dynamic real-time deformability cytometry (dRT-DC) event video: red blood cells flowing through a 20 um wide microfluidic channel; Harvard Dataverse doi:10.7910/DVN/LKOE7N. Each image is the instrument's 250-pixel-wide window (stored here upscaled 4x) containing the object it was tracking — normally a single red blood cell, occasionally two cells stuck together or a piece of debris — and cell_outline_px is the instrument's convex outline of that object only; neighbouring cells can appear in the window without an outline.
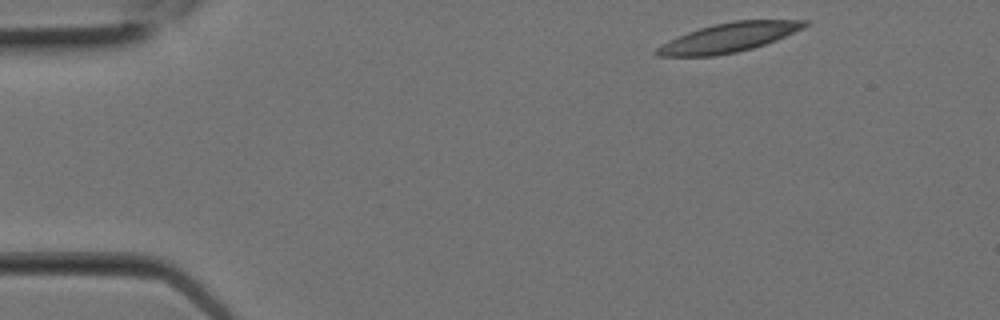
{"species": "Egyptian fruit bat (a non-hibernating species)", "species_latin": "Rousettus aegyptiacus", "temperature_condition": "room temperature", "stored_images_in_passage": 6, "camera_frame_rate_fps": 3000, "um_per_image_px": 0.085, "animal": {"sex": "female"}, "frame": {"image": 1, "passage_image": 1, "time_ms": 0.0, "image_size_px": [1000, 320], "cell_outline_px": [[808, 24], [804, 28], [776, 40], [752, 48], [736, 52], [716, 56], [656, 56], [652, 52], [656, 48], [688, 32], [700, 28], [732, 20], [808, 20]], "centroid_in_image_um": [61.97, 3.19], "position_along_channel_um": 23.0, "area_um2": 24.85}}
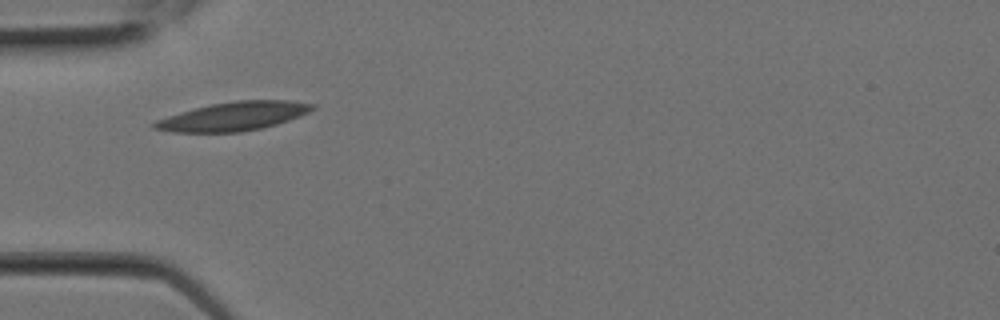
{"frame": {"image": 2, "passage_image": 5, "time_ms": 1.333, "image_size_px": [1000, 320], "cell_outline_px": [[316, 108], [300, 116], [264, 128], [240, 132], [172, 132], [152, 128], [148, 124], [156, 120], [168, 116], [196, 108], [212, 104], [236, 100], [288, 100], [316, 104]], "centroid_in_image_um": [19.85, 9.89], "position_along_channel_um": 65.1, "area_um2": 26.41}}